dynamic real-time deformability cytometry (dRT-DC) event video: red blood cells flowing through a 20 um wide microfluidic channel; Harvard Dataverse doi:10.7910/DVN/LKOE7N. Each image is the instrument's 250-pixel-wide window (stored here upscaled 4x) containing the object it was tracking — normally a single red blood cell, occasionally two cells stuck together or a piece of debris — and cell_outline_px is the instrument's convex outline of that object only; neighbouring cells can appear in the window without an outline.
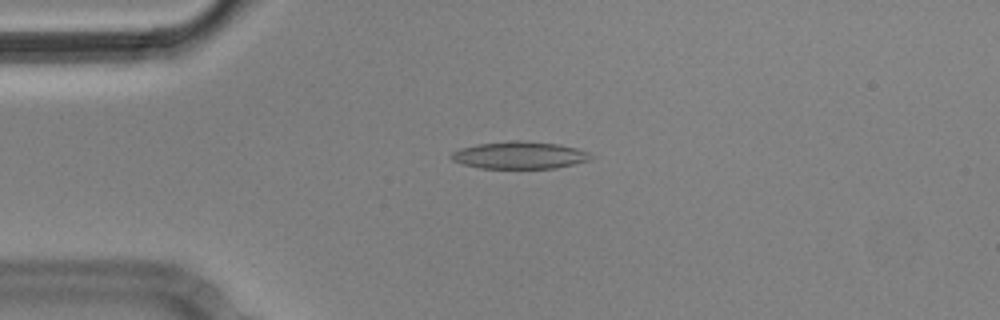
{"species": "Egyptian fruit bat (a non-hibernating species)", "species_latin": "Rousettus aegyptiacus", "temperature_condition": "cold", "stored_images_in_passage": 5, "camera_frame_rate_fps": 3000, "um_per_image_px": 0.085, "animal": {"sex": "male"}, "frame": {"image": 1, "passage_image": 1, "time_ms": 0.0, "image_size_px": [1000, 320], "cell_outline_px": [[592, 156], [588, 160], [556, 168], [480, 168], [464, 164], [452, 160], [452, 152], [460, 148], [480, 144], [512, 140], [520, 140], [556, 144], [576, 148], [588, 152]], "centroid_in_image_um": [44.15, 13.19], "position_along_channel_um": 40.9, "area_um2": 21.79}}
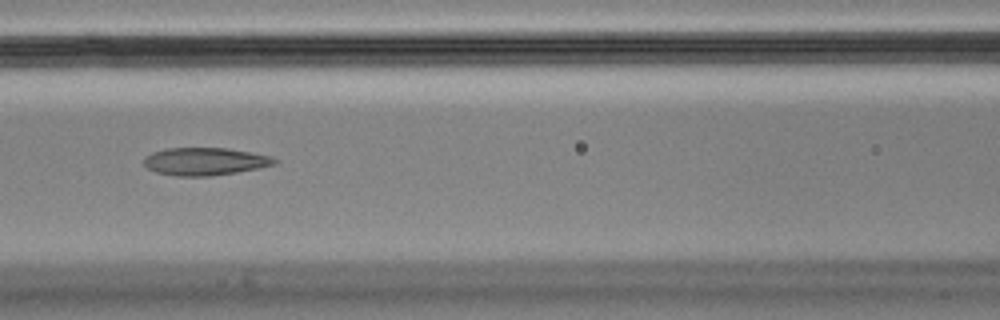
{"frame": {"image": 2, "passage_image": 4, "time_ms": 1.0, "image_size_px": [1000, 320], "cell_outline_px": [[280, 160], [276, 164], [260, 168], [212, 176], [176, 176], [156, 172], [148, 168], [144, 164], [144, 156], [152, 152], [164, 148], [228, 148], [252, 152], [272, 156]], "centroid_in_image_um": [17.45, 13.71], "position_along_channel_um": 149.1, "area_um2": 21.33}}
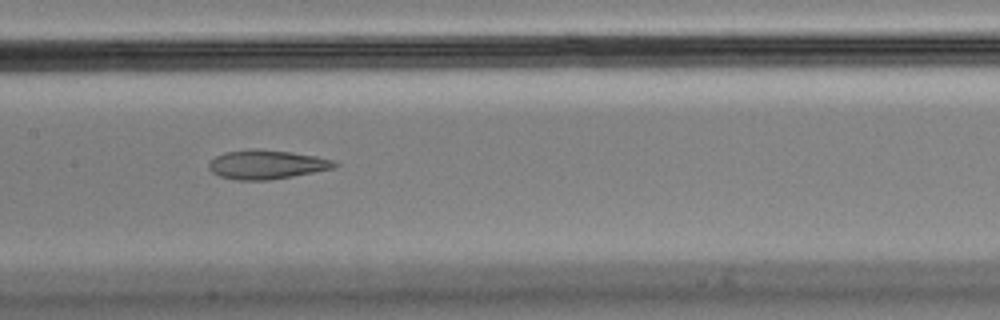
{"frame": {"image": 3, "passage_image": 5, "time_ms": 1.333, "image_size_px": [1000, 320], "cell_outline_px": [[340, 164], [336, 168], [292, 176], [268, 180], [236, 180], [220, 176], [212, 172], [208, 168], [208, 164], [216, 156], [224, 152], [248, 148], [260, 148], [292, 152], [316, 156], [336, 160]], "centroid_in_image_um": [22.69, 13.97], "position_along_channel_um": 184.7, "area_um2": 21.62}}